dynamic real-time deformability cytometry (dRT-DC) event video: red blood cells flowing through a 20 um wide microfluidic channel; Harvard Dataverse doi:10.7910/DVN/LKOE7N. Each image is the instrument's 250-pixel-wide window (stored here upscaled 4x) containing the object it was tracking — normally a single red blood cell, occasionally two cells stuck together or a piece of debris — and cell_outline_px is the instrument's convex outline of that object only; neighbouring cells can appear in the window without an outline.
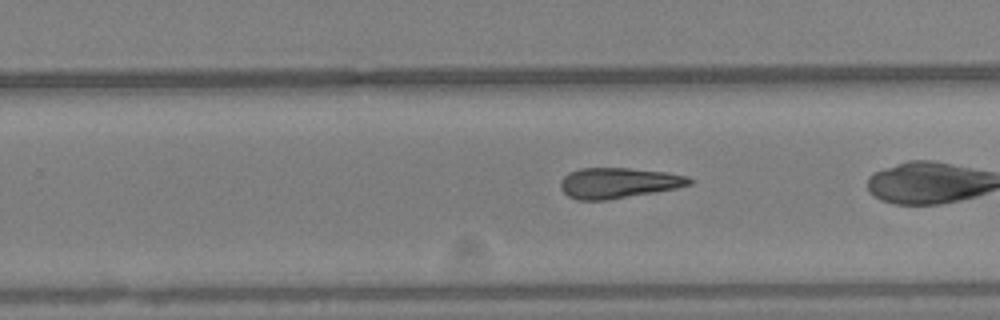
{"species": "Egyptian fruit bat (a non-hibernating species)", "species_latin": "Rousettus aegyptiacus", "temperature_condition": "warm", "stored_images_in_passage": 47, "camera_frame_rate_fps": 3000, "um_per_image_px": 0.085, "animal": {"sex": "female"}, "frame": {"image": 1, "passage_image": 37, "time_ms": 12.0, "image_size_px": [1000, 320], "cell_outline_px": [[692, 184], [676, 188], [608, 200], [576, 200], [568, 196], [560, 188], [560, 180], [568, 172], [580, 168], [628, 168], [668, 172], [688, 176], [692, 180]], "centroid_in_image_um": [52.54, 15.54], "position_along_channel_um": 277.3, "area_um2": 23.0}}
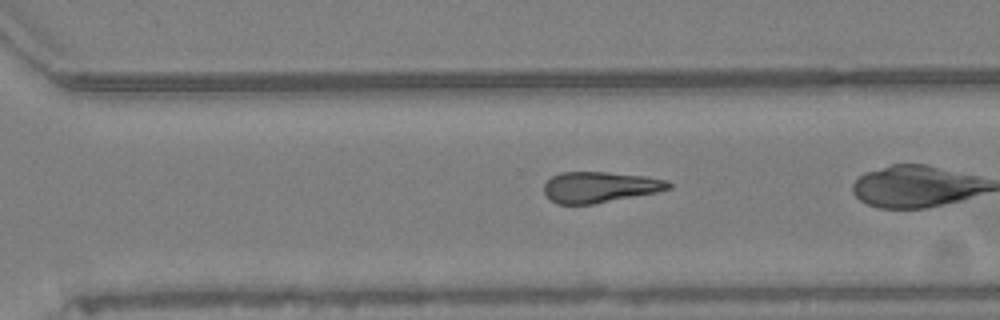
{"frame": {"image": 2, "passage_image": 41, "time_ms": 13.333, "image_size_px": [1000, 320], "cell_outline_px": [[672, 188], [656, 192], [592, 204], [556, 204], [544, 192], [544, 184], [552, 176], [560, 172], [604, 172], [644, 176], [668, 180], [672, 184]], "centroid_in_image_um": [50.98, 15.9], "position_along_channel_um": 319.6, "area_um2": 22.2}}